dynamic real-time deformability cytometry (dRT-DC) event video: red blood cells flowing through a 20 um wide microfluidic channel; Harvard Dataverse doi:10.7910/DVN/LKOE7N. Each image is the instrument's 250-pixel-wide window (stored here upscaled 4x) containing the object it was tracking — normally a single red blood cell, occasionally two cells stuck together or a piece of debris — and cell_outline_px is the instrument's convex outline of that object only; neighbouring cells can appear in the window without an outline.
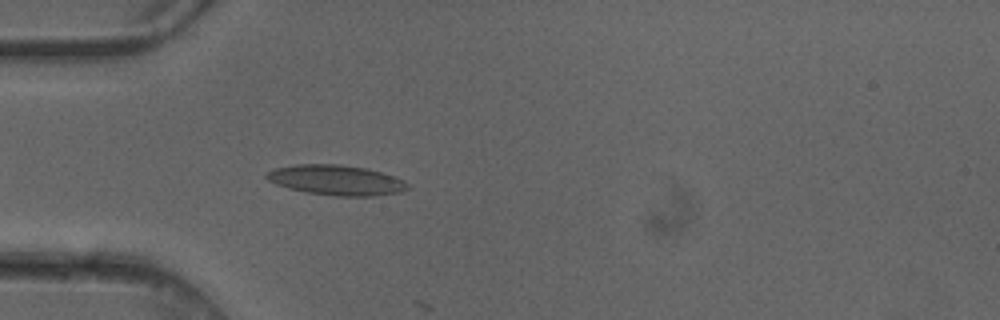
{"species": "common noctule bat (a hibernating species)", "species_latin": "Nyctalus noctula", "temperature_condition": "cold", "stored_images_in_passage": 4, "camera_frame_rate_fps": 3000, "um_per_image_px": 0.085, "animal": {"sex": "female"}, "frame": {"image": 1, "passage_image": 4, "time_ms": 1.0, "image_size_px": [1000, 320], "cell_outline_px": [[408, 188], [400, 192], [372, 196], [336, 196], [308, 192], [288, 188], [276, 184], [268, 180], [264, 176], [268, 172], [276, 168], [296, 164], [340, 164], [364, 168], [396, 176], [404, 180], [408, 184]], "centroid_in_image_um": [28.59, 15.31], "position_along_channel_um": 56.4, "area_um2": 24.62}}